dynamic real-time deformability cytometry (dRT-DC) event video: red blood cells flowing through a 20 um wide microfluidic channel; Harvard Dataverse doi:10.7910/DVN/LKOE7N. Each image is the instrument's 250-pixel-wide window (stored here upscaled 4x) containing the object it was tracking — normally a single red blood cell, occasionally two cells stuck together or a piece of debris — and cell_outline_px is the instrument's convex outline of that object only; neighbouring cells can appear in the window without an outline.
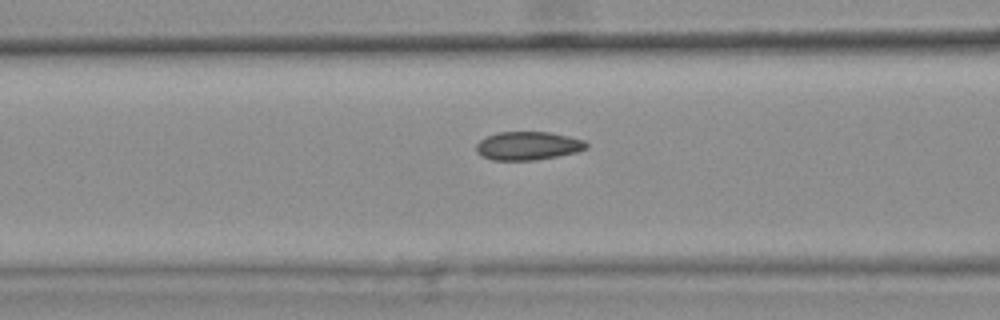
{"species": "common noctule bat (a hibernating species)", "species_latin": "Nyctalus noctula", "temperature_condition": "warm", "stored_images_in_passage": 48, "camera_frame_rate_fps": 3000, "um_per_image_px": 0.085, "animal": {"sex": "female", "body_mass_g": 25.1}, "frame": {"image": 1, "passage_image": 21, "time_ms": 6.667, "image_size_px": [1000, 320], "cell_outline_px": [[588, 148], [576, 152], [536, 160], [492, 160], [480, 156], [476, 152], [476, 144], [480, 140], [496, 132], [552, 132], [584, 140], [588, 144]], "centroid_in_image_um": [44.86, 12.39], "position_along_channel_um": 121.7, "area_um2": 18.32}, "authors_computed_cell_mechanics": {"area_um2": 18.2648, "velocity_mm_per_s": 3.8095, "shape_relaxation_time_tau1_ms": null, "shape_relaxation_time_tau2_ms": 1.4649, "deformation_change_tau1": null, "deformation_change_tau2": 0.0442}}